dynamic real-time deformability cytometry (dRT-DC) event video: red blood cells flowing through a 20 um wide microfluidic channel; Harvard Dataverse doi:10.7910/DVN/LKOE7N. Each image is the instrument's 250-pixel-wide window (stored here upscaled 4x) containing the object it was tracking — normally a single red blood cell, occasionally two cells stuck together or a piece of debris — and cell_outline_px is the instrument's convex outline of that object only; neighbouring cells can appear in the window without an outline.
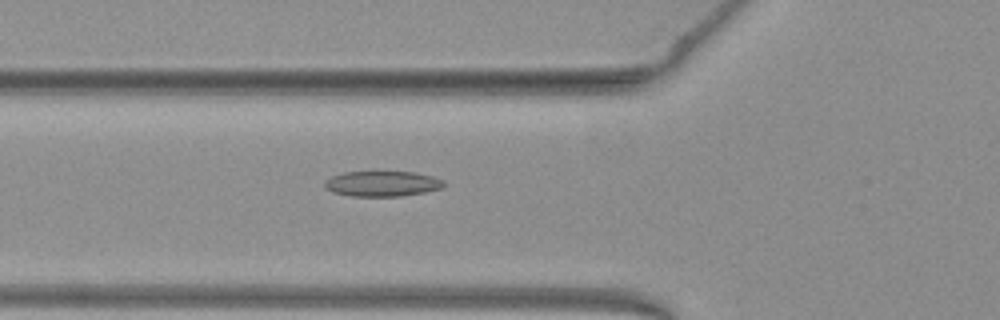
{"species": "common noctule bat (a hibernating species)", "species_latin": "Nyctalus noctula", "temperature_condition": "warm", "stored_images_in_passage": 45, "camera_frame_rate_fps": 3000, "um_per_image_px": 0.085, "animal": {"sex": "female", "body_mass_g": 19.3, "forearm_length_mm": 54.1}, "frame": {"image": 1, "passage_image": 12, "time_ms": 3.667, "image_size_px": [1000, 320], "cell_outline_px": [[444, 188], [424, 192], [400, 196], [348, 196], [332, 192], [324, 188], [324, 180], [332, 176], [344, 172], [416, 172], [432, 176], [444, 180]], "centroid_in_image_um": [32.47, 15.62], "position_along_channel_um": 93.3, "area_um2": 17.74}}
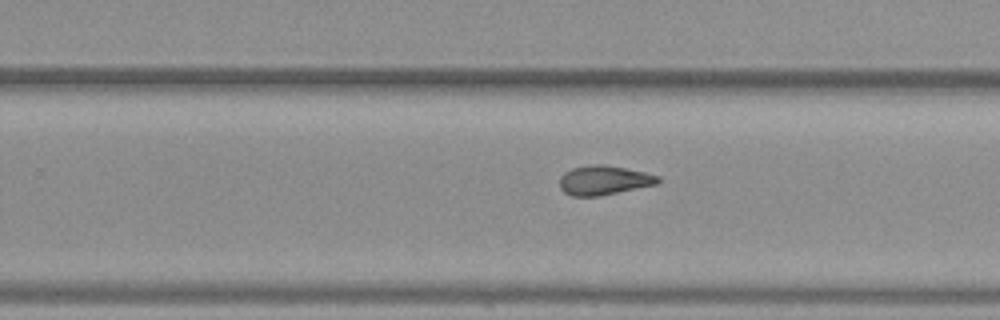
{"frame": {"image": 2, "passage_image": 26, "time_ms": 8.333, "image_size_px": [1000, 320], "cell_outline_px": [[660, 180], [656, 184], [600, 196], [572, 196], [564, 192], [560, 188], [560, 176], [564, 172], [572, 168], [592, 164], [604, 164], [644, 172], [660, 176]], "centroid_in_image_um": [51.3, 15.32], "position_along_channel_um": 278.5, "area_um2": 16.76}}
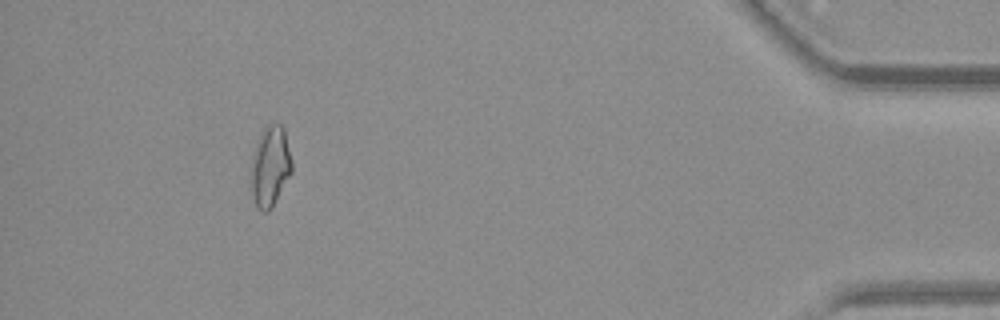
{"frame": {"image": 3, "passage_image": 41, "time_ms": 13.333, "image_size_px": [1000, 320], "cell_outline_px": [[292, 172], [272, 208], [268, 212], [260, 212], [256, 204], [252, 192], [252, 156], [260, 132], [268, 124], [280, 124], [284, 128], [292, 160]], "centroid_in_image_um": [22.99, 14.14], "position_along_channel_um": 412.2, "area_um2": 19.07}, "authors_computed_cell_mechanics": {"area_um2": 17.5134, "velocity_mm_per_s": 3.9614, "shape_relaxation_time_tau1_ms": null, "shape_relaxation_time_tau2_ms": 2.4713, "deformation_change_tau1": null, "deformation_change_tau2": 0.1103}}